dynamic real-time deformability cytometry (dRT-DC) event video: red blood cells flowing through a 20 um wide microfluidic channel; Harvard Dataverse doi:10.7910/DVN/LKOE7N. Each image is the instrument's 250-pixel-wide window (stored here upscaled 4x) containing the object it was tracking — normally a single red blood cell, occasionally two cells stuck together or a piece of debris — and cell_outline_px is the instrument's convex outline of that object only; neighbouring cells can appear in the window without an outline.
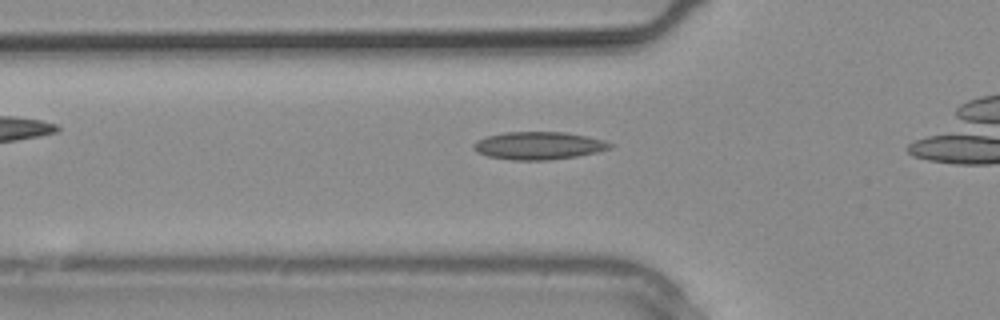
{"species": "common noctule bat (a hibernating species)", "species_latin": "Nyctalus noctula", "temperature_condition": "warm", "stored_images_in_passage": 10, "camera_frame_rate_fps": 3000, "um_per_image_px": 0.085, "animal": {"sex": "male", "body_mass_g": 20.4}, "frame": {"image": 1, "passage_image": 7, "time_ms": 2.0, "image_size_px": [1000, 320], "cell_outline_px": [[616, 144], [612, 148], [596, 152], [576, 156], [548, 160], [512, 160], [488, 156], [476, 152], [472, 148], [472, 144], [476, 140], [488, 136], [504, 132], [564, 132], [588, 136], [604, 140]], "centroid_in_image_um": [45.79, 12.37], "position_along_channel_um": 80.0, "area_um2": 22.2}}